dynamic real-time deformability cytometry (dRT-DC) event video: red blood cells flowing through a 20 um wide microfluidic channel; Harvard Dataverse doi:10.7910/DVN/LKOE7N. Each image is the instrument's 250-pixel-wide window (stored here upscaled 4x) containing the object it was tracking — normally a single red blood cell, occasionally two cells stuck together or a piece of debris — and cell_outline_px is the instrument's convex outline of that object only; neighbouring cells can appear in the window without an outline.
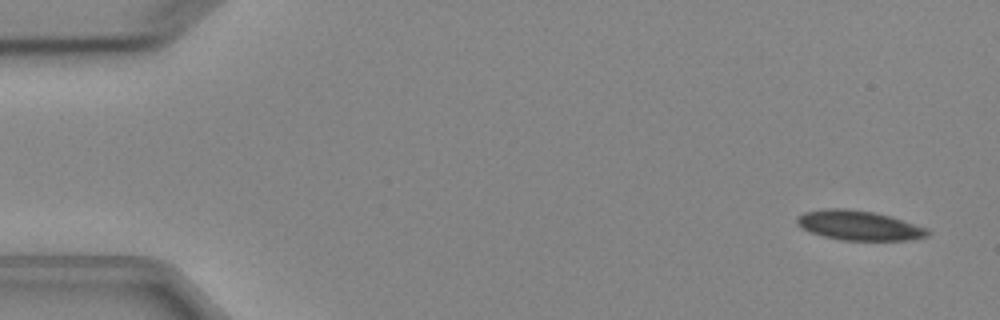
{"species": "Egyptian fruit bat (a non-hibernating species)", "species_latin": "Rousettus aegyptiacus", "temperature_condition": "cold", "stored_images_in_passage": 6, "camera_frame_rate_fps": 3000, "um_per_image_px": 0.085, "animal": {"sex": "female"}, "frame": {"image": 1, "passage_image": 1, "time_ms": 0.0, "image_size_px": [1000, 320], "cell_outline_px": [[928, 236], [908, 240], [844, 240], [824, 236], [812, 232], [796, 224], [796, 216], [804, 212], [824, 208], [844, 208], [872, 212], [892, 216], [928, 228]], "centroid_in_image_um": [73.01, 19.15], "position_along_channel_um": 12.0, "area_um2": 22.48}}
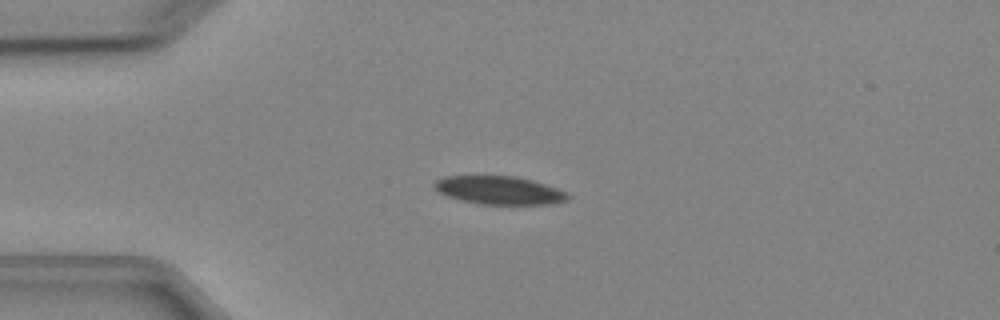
{"frame": {"image": 2, "passage_image": 4, "time_ms": 3.333, "image_size_px": [1000, 320], "cell_outline_px": [[572, 196], [568, 200], [552, 204], [476, 204], [460, 200], [448, 196], [432, 188], [432, 184], [436, 180], [444, 176], [516, 176], [532, 180], [568, 192]], "centroid_in_image_um": [42.44, 16.18], "position_along_channel_um": 42.6, "area_um2": 22.14}}